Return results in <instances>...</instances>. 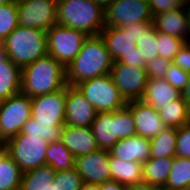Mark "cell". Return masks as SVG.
<instances>
[{
	"mask_svg": "<svg viewBox=\"0 0 190 190\" xmlns=\"http://www.w3.org/2000/svg\"><path fill=\"white\" fill-rule=\"evenodd\" d=\"M61 142L75 158L99 150L91 127L64 125L61 133Z\"/></svg>",
	"mask_w": 190,
	"mask_h": 190,
	"instance_id": "e0dca14e",
	"label": "cell"
},
{
	"mask_svg": "<svg viewBox=\"0 0 190 190\" xmlns=\"http://www.w3.org/2000/svg\"><path fill=\"white\" fill-rule=\"evenodd\" d=\"M158 53L162 58L173 61L179 50L186 43L182 38L171 36L162 32H157Z\"/></svg>",
	"mask_w": 190,
	"mask_h": 190,
	"instance_id": "d6a6232c",
	"label": "cell"
},
{
	"mask_svg": "<svg viewBox=\"0 0 190 190\" xmlns=\"http://www.w3.org/2000/svg\"><path fill=\"white\" fill-rule=\"evenodd\" d=\"M113 60L100 35L88 36L75 59L66 67V84H76L109 74Z\"/></svg>",
	"mask_w": 190,
	"mask_h": 190,
	"instance_id": "6da1fadb",
	"label": "cell"
},
{
	"mask_svg": "<svg viewBox=\"0 0 190 190\" xmlns=\"http://www.w3.org/2000/svg\"><path fill=\"white\" fill-rule=\"evenodd\" d=\"M56 171L48 164L39 166L22 175L20 190H48Z\"/></svg>",
	"mask_w": 190,
	"mask_h": 190,
	"instance_id": "484cf974",
	"label": "cell"
},
{
	"mask_svg": "<svg viewBox=\"0 0 190 190\" xmlns=\"http://www.w3.org/2000/svg\"><path fill=\"white\" fill-rule=\"evenodd\" d=\"M101 190H127L128 186L123 185L122 183H119L117 181H108L105 183L100 184Z\"/></svg>",
	"mask_w": 190,
	"mask_h": 190,
	"instance_id": "7bdbcfd3",
	"label": "cell"
},
{
	"mask_svg": "<svg viewBox=\"0 0 190 190\" xmlns=\"http://www.w3.org/2000/svg\"><path fill=\"white\" fill-rule=\"evenodd\" d=\"M31 97L19 93L0 101V141L7 142L18 135L31 118Z\"/></svg>",
	"mask_w": 190,
	"mask_h": 190,
	"instance_id": "9c48e42d",
	"label": "cell"
},
{
	"mask_svg": "<svg viewBox=\"0 0 190 190\" xmlns=\"http://www.w3.org/2000/svg\"><path fill=\"white\" fill-rule=\"evenodd\" d=\"M46 164L55 171L75 168V157L61 141L51 142L46 152Z\"/></svg>",
	"mask_w": 190,
	"mask_h": 190,
	"instance_id": "f1b7e54d",
	"label": "cell"
},
{
	"mask_svg": "<svg viewBox=\"0 0 190 190\" xmlns=\"http://www.w3.org/2000/svg\"><path fill=\"white\" fill-rule=\"evenodd\" d=\"M17 26V3L0 5V42H3Z\"/></svg>",
	"mask_w": 190,
	"mask_h": 190,
	"instance_id": "836d02e7",
	"label": "cell"
},
{
	"mask_svg": "<svg viewBox=\"0 0 190 190\" xmlns=\"http://www.w3.org/2000/svg\"><path fill=\"white\" fill-rule=\"evenodd\" d=\"M57 23L97 36L105 27V10L92 0H64L57 3Z\"/></svg>",
	"mask_w": 190,
	"mask_h": 190,
	"instance_id": "277c9868",
	"label": "cell"
},
{
	"mask_svg": "<svg viewBox=\"0 0 190 190\" xmlns=\"http://www.w3.org/2000/svg\"><path fill=\"white\" fill-rule=\"evenodd\" d=\"M5 57L4 48L2 42H0V61Z\"/></svg>",
	"mask_w": 190,
	"mask_h": 190,
	"instance_id": "f907efd6",
	"label": "cell"
},
{
	"mask_svg": "<svg viewBox=\"0 0 190 190\" xmlns=\"http://www.w3.org/2000/svg\"><path fill=\"white\" fill-rule=\"evenodd\" d=\"M63 126H52L50 124L37 123L31 117L22 127L21 133L40 136L44 141L51 143L61 141Z\"/></svg>",
	"mask_w": 190,
	"mask_h": 190,
	"instance_id": "4dcf8cb0",
	"label": "cell"
},
{
	"mask_svg": "<svg viewBox=\"0 0 190 190\" xmlns=\"http://www.w3.org/2000/svg\"><path fill=\"white\" fill-rule=\"evenodd\" d=\"M122 28H131V35L133 36L135 42L137 43L145 32H151L154 29V22L148 21V22L126 24Z\"/></svg>",
	"mask_w": 190,
	"mask_h": 190,
	"instance_id": "b9f144b4",
	"label": "cell"
},
{
	"mask_svg": "<svg viewBox=\"0 0 190 190\" xmlns=\"http://www.w3.org/2000/svg\"><path fill=\"white\" fill-rule=\"evenodd\" d=\"M21 75V93L31 98L57 92L67 85L66 68L50 55L23 67Z\"/></svg>",
	"mask_w": 190,
	"mask_h": 190,
	"instance_id": "7a4b0ae2",
	"label": "cell"
},
{
	"mask_svg": "<svg viewBox=\"0 0 190 190\" xmlns=\"http://www.w3.org/2000/svg\"><path fill=\"white\" fill-rule=\"evenodd\" d=\"M120 63L131 65L133 67L145 68L146 60L143 58L142 53L138 47H134L133 51H130L126 55L122 56L119 60Z\"/></svg>",
	"mask_w": 190,
	"mask_h": 190,
	"instance_id": "60d3db41",
	"label": "cell"
},
{
	"mask_svg": "<svg viewBox=\"0 0 190 190\" xmlns=\"http://www.w3.org/2000/svg\"><path fill=\"white\" fill-rule=\"evenodd\" d=\"M105 42L106 48L113 61H118L134 47L136 42L131 35V28L104 27L99 34Z\"/></svg>",
	"mask_w": 190,
	"mask_h": 190,
	"instance_id": "d6986e66",
	"label": "cell"
},
{
	"mask_svg": "<svg viewBox=\"0 0 190 190\" xmlns=\"http://www.w3.org/2000/svg\"><path fill=\"white\" fill-rule=\"evenodd\" d=\"M82 177L76 168L56 171L55 178L48 190H80L83 185Z\"/></svg>",
	"mask_w": 190,
	"mask_h": 190,
	"instance_id": "1f68e13d",
	"label": "cell"
},
{
	"mask_svg": "<svg viewBox=\"0 0 190 190\" xmlns=\"http://www.w3.org/2000/svg\"><path fill=\"white\" fill-rule=\"evenodd\" d=\"M136 45L146 62L159 56L157 51V31L155 28L151 32H145Z\"/></svg>",
	"mask_w": 190,
	"mask_h": 190,
	"instance_id": "e575fe53",
	"label": "cell"
},
{
	"mask_svg": "<svg viewBox=\"0 0 190 190\" xmlns=\"http://www.w3.org/2000/svg\"><path fill=\"white\" fill-rule=\"evenodd\" d=\"M180 96L181 92L165 79H149L141 100L158 112Z\"/></svg>",
	"mask_w": 190,
	"mask_h": 190,
	"instance_id": "44dd1931",
	"label": "cell"
},
{
	"mask_svg": "<svg viewBox=\"0 0 190 190\" xmlns=\"http://www.w3.org/2000/svg\"><path fill=\"white\" fill-rule=\"evenodd\" d=\"M110 151L99 149L75 158V168L84 183L102 184L111 181Z\"/></svg>",
	"mask_w": 190,
	"mask_h": 190,
	"instance_id": "5bb4252c",
	"label": "cell"
},
{
	"mask_svg": "<svg viewBox=\"0 0 190 190\" xmlns=\"http://www.w3.org/2000/svg\"><path fill=\"white\" fill-rule=\"evenodd\" d=\"M7 153V144L6 142L0 141V160Z\"/></svg>",
	"mask_w": 190,
	"mask_h": 190,
	"instance_id": "681fc988",
	"label": "cell"
},
{
	"mask_svg": "<svg viewBox=\"0 0 190 190\" xmlns=\"http://www.w3.org/2000/svg\"><path fill=\"white\" fill-rule=\"evenodd\" d=\"M5 56L21 69L48 55L46 32L17 26L2 42Z\"/></svg>",
	"mask_w": 190,
	"mask_h": 190,
	"instance_id": "3957f363",
	"label": "cell"
},
{
	"mask_svg": "<svg viewBox=\"0 0 190 190\" xmlns=\"http://www.w3.org/2000/svg\"><path fill=\"white\" fill-rule=\"evenodd\" d=\"M18 25L48 31L57 23L55 0H31L17 3Z\"/></svg>",
	"mask_w": 190,
	"mask_h": 190,
	"instance_id": "7c38bea8",
	"label": "cell"
},
{
	"mask_svg": "<svg viewBox=\"0 0 190 190\" xmlns=\"http://www.w3.org/2000/svg\"><path fill=\"white\" fill-rule=\"evenodd\" d=\"M87 37L83 31L56 23L46 31L48 55L66 68L78 55Z\"/></svg>",
	"mask_w": 190,
	"mask_h": 190,
	"instance_id": "ba28073f",
	"label": "cell"
},
{
	"mask_svg": "<svg viewBox=\"0 0 190 190\" xmlns=\"http://www.w3.org/2000/svg\"><path fill=\"white\" fill-rule=\"evenodd\" d=\"M184 11L186 13L188 27H189V42H190V1H184Z\"/></svg>",
	"mask_w": 190,
	"mask_h": 190,
	"instance_id": "bcb514c9",
	"label": "cell"
},
{
	"mask_svg": "<svg viewBox=\"0 0 190 190\" xmlns=\"http://www.w3.org/2000/svg\"><path fill=\"white\" fill-rule=\"evenodd\" d=\"M28 1H31V0H15L16 3H23V2H28Z\"/></svg>",
	"mask_w": 190,
	"mask_h": 190,
	"instance_id": "f5cc1de1",
	"label": "cell"
},
{
	"mask_svg": "<svg viewBox=\"0 0 190 190\" xmlns=\"http://www.w3.org/2000/svg\"><path fill=\"white\" fill-rule=\"evenodd\" d=\"M66 86L54 93L31 98V117L37 123L65 125Z\"/></svg>",
	"mask_w": 190,
	"mask_h": 190,
	"instance_id": "4fadbf2b",
	"label": "cell"
},
{
	"mask_svg": "<svg viewBox=\"0 0 190 190\" xmlns=\"http://www.w3.org/2000/svg\"><path fill=\"white\" fill-rule=\"evenodd\" d=\"M23 172L6 153L0 160V190H20Z\"/></svg>",
	"mask_w": 190,
	"mask_h": 190,
	"instance_id": "f546056e",
	"label": "cell"
},
{
	"mask_svg": "<svg viewBox=\"0 0 190 190\" xmlns=\"http://www.w3.org/2000/svg\"><path fill=\"white\" fill-rule=\"evenodd\" d=\"M150 157L169 158L176 156L177 128L167 127L150 140Z\"/></svg>",
	"mask_w": 190,
	"mask_h": 190,
	"instance_id": "4316f807",
	"label": "cell"
},
{
	"mask_svg": "<svg viewBox=\"0 0 190 190\" xmlns=\"http://www.w3.org/2000/svg\"><path fill=\"white\" fill-rule=\"evenodd\" d=\"M174 156L169 158L150 157L143 165V182L164 188L172 169Z\"/></svg>",
	"mask_w": 190,
	"mask_h": 190,
	"instance_id": "cb8c5ba5",
	"label": "cell"
},
{
	"mask_svg": "<svg viewBox=\"0 0 190 190\" xmlns=\"http://www.w3.org/2000/svg\"><path fill=\"white\" fill-rule=\"evenodd\" d=\"M90 127L99 149L110 150L119 140L137 135L134 117L127 105L114 112L98 113Z\"/></svg>",
	"mask_w": 190,
	"mask_h": 190,
	"instance_id": "5b68a950",
	"label": "cell"
},
{
	"mask_svg": "<svg viewBox=\"0 0 190 190\" xmlns=\"http://www.w3.org/2000/svg\"><path fill=\"white\" fill-rule=\"evenodd\" d=\"M127 106L134 117L137 135L151 140L167 128L158 112L150 104L142 100H134L127 102Z\"/></svg>",
	"mask_w": 190,
	"mask_h": 190,
	"instance_id": "2e32d148",
	"label": "cell"
},
{
	"mask_svg": "<svg viewBox=\"0 0 190 190\" xmlns=\"http://www.w3.org/2000/svg\"><path fill=\"white\" fill-rule=\"evenodd\" d=\"M21 68L8 57L0 61V101L21 93Z\"/></svg>",
	"mask_w": 190,
	"mask_h": 190,
	"instance_id": "603a6c76",
	"label": "cell"
},
{
	"mask_svg": "<svg viewBox=\"0 0 190 190\" xmlns=\"http://www.w3.org/2000/svg\"><path fill=\"white\" fill-rule=\"evenodd\" d=\"M158 114L166 127L179 128L190 122V106L182 96L163 106Z\"/></svg>",
	"mask_w": 190,
	"mask_h": 190,
	"instance_id": "d4e9b609",
	"label": "cell"
},
{
	"mask_svg": "<svg viewBox=\"0 0 190 190\" xmlns=\"http://www.w3.org/2000/svg\"><path fill=\"white\" fill-rule=\"evenodd\" d=\"M153 21L148 0H114L105 9V27Z\"/></svg>",
	"mask_w": 190,
	"mask_h": 190,
	"instance_id": "30bf717a",
	"label": "cell"
},
{
	"mask_svg": "<svg viewBox=\"0 0 190 190\" xmlns=\"http://www.w3.org/2000/svg\"><path fill=\"white\" fill-rule=\"evenodd\" d=\"M98 113L114 112L127 105L110 73L75 85Z\"/></svg>",
	"mask_w": 190,
	"mask_h": 190,
	"instance_id": "8992f818",
	"label": "cell"
},
{
	"mask_svg": "<svg viewBox=\"0 0 190 190\" xmlns=\"http://www.w3.org/2000/svg\"><path fill=\"white\" fill-rule=\"evenodd\" d=\"M172 63L190 73V42H186L179 50Z\"/></svg>",
	"mask_w": 190,
	"mask_h": 190,
	"instance_id": "ab89813d",
	"label": "cell"
},
{
	"mask_svg": "<svg viewBox=\"0 0 190 190\" xmlns=\"http://www.w3.org/2000/svg\"><path fill=\"white\" fill-rule=\"evenodd\" d=\"M110 75L126 102L142 99L149 80L145 68L114 61Z\"/></svg>",
	"mask_w": 190,
	"mask_h": 190,
	"instance_id": "8fae6325",
	"label": "cell"
},
{
	"mask_svg": "<svg viewBox=\"0 0 190 190\" xmlns=\"http://www.w3.org/2000/svg\"><path fill=\"white\" fill-rule=\"evenodd\" d=\"M15 2V0H0V5H5V4H9Z\"/></svg>",
	"mask_w": 190,
	"mask_h": 190,
	"instance_id": "816d5d0a",
	"label": "cell"
},
{
	"mask_svg": "<svg viewBox=\"0 0 190 190\" xmlns=\"http://www.w3.org/2000/svg\"><path fill=\"white\" fill-rule=\"evenodd\" d=\"M111 180L122 183L126 186L143 182V167L135 161H125L113 157L110 154Z\"/></svg>",
	"mask_w": 190,
	"mask_h": 190,
	"instance_id": "7402d4cb",
	"label": "cell"
},
{
	"mask_svg": "<svg viewBox=\"0 0 190 190\" xmlns=\"http://www.w3.org/2000/svg\"><path fill=\"white\" fill-rule=\"evenodd\" d=\"M127 190H163V188L156 185H152L150 183L139 182L135 185L128 186Z\"/></svg>",
	"mask_w": 190,
	"mask_h": 190,
	"instance_id": "ee69618b",
	"label": "cell"
},
{
	"mask_svg": "<svg viewBox=\"0 0 190 190\" xmlns=\"http://www.w3.org/2000/svg\"><path fill=\"white\" fill-rule=\"evenodd\" d=\"M150 140L139 135L119 140L109 151L113 157L142 165L150 158Z\"/></svg>",
	"mask_w": 190,
	"mask_h": 190,
	"instance_id": "ac0fdd59",
	"label": "cell"
},
{
	"mask_svg": "<svg viewBox=\"0 0 190 190\" xmlns=\"http://www.w3.org/2000/svg\"><path fill=\"white\" fill-rule=\"evenodd\" d=\"M164 190H190V158L174 156Z\"/></svg>",
	"mask_w": 190,
	"mask_h": 190,
	"instance_id": "83f0119b",
	"label": "cell"
},
{
	"mask_svg": "<svg viewBox=\"0 0 190 190\" xmlns=\"http://www.w3.org/2000/svg\"><path fill=\"white\" fill-rule=\"evenodd\" d=\"M176 156L190 158V122L177 128Z\"/></svg>",
	"mask_w": 190,
	"mask_h": 190,
	"instance_id": "74e56055",
	"label": "cell"
},
{
	"mask_svg": "<svg viewBox=\"0 0 190 190\" xmlns=\"http://www.w3.org/2000/svg\"><path fill=\"white\" fill-rule=\"evenodd\" d=\"M163 79L182 92L188 82L189 73L185 72L174 63H171Z\"/></svg>",
	"mask_w": 190,
	"mask_h": 190,
	"instance_id": "d590c367",
	"label": "cell"
},
{
	"mask_svg": "<svg viewBox=\"0 0 190 190\" xmlns=\"http://www.w3.org/2000/svg\"><path fill=\"white\" fill-rule=\"evenodd\" d=\"M181 96L183 100L190 106V73H189L188 82L183 91L181 92Z\"/></svg>",
	"mask_w": 190,
	"mask_h": 190,
	"instance_id": "f6af8a7d",
	"label": "cell"
},
{
	"mask_svg": "<svg viewBox=\"0 0 190 190\" xmlns=\"http://www.w3.org/2000/svg\"><path fill=\"white\" fill-rule=\"evenodd\" d=\"M153 22L157 32L182 38L189 42L188 21L183 7L155 15Z\"/></svg>",
	"mask_w": 190,
	"mask_h": 190,
	"instance_id": "ffe728a7",
	"label": "cell"
},
{
	"mask_svg": "<svg viewBox=\"0 0 190 190\" xmlns=\"http://www.w3.org/2000/svg\"><path fill=\"white\" fill-rule=\"evenodd\" d=\"M80 190H101L100 184H89V183H83Z\"/></svg>",
	"mask_w": 190,
	"mask_h": 190,
	"instance_id": "7dc6e473",
	"label": "cell"
},
{
	"mask_svg": "<svg viewBox=\"0 0 190 190\" xmlns=\"http://www.w3.org/2000/svg\"><path fill=\"white\" fill-rule=\"evenodd\" d=\"M153 17L160 13L182 8L184 0H148Z\"/></svg>",
	"mask_w": 190,
	"mask_h": 190,
	"instance_id": "f35d334b",
	"label": "cell"
},
{
	"mask_svg": "<svg viewBox=\"0 0 190 190\" xmlns=\"http://www.w3.org/2000/svg\"><path fill=\"white\" fill-rule=\"evenodd\" d=\"M92 1L100 5L105 10L114 0H92Z\"/></svg>",
	"mask_w": 190,
	"mask_h": 190,
	"instance_id": "c3c4849f",
	"label": "cell"
},
{
	"mask_svg": "<svg viewBox=\"0 0 190 190\" xmlns=\"http://www.w3.org/2000/svg\"><path fill=\"white\" fill-rule=\"evenodd\" d=\"M6 144L7 153L23 173L46 164V152L49 143L40 136L20 132L9 139Z\"/></svg>",
	"mask_w": 190,
	"mask_h": 190,
	"instance_id": "52a82bcc",
	"label": "cell"
},
{
	"mask_svg": "<svg viewBox=\"0 0 190 190\" xmlns=\"http://www.w3.org/2000/svg\"><path fill=\"white\" fill-rule=\"evenodd\" d=\"M56 1V3H59V2H62V1H64V0H55Z\"/></svg>",
	"mask_w": 190,
	"mask_h": 190,
	"instance_id": "db71d44e",
	"label": "cell"
},
{
	"mask_svg": "<svg viewBox=\"0 0 190 190\" xmlns=\"http://www.w3.org/2000/svg\"><path fill=\"white\" fill-rule=\"evenodd\" d=\"M97 114L76 86L66 85L65 125L90 127Z\"/></svg>",
	"mask_w": 190,
	"mask_h": 190,
	"instance_id": "9a60e30c",
	"label": "cell"
},
{
	"mask_svg": "<svg viewBox=\"0 0 190 190\" xmlns=\"http://www.w3.org/2000/svg\"><path fill=\"white\" fill-rule=\"evenodd\" d=\"M172 61L157 56L146 62L145 70L149 79H162L170 67Z\"/></svg>",
	"mask_w": 190,
	"mask_h": 190,
	"instance_id": "8d00e7d4",
	"label": "cell"
}]
</instances>
